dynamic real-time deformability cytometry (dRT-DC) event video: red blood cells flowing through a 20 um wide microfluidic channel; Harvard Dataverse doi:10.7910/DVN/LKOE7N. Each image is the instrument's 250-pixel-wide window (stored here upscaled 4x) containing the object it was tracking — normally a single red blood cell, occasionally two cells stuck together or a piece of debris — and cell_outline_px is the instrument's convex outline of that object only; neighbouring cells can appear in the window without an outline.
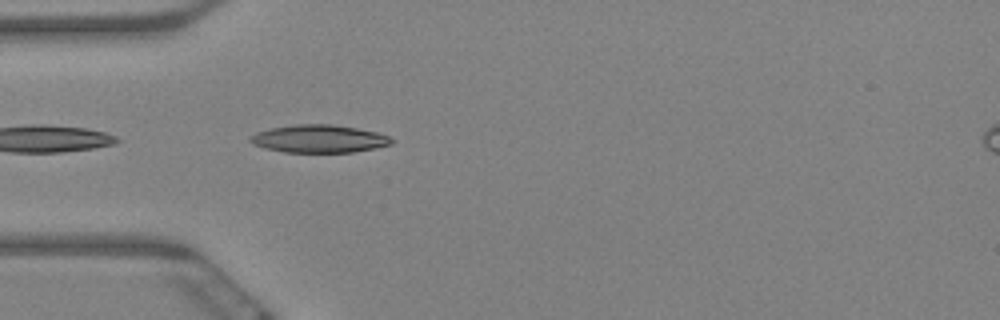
{"species": "Egyptian fruit bat (a non-hibernating species)", "species_latin": "Rousettus aegyptiacus", "temperature_condition": "warm", "stored_images_in_passage": 7, "camera_frame_rate_fps": 3000, "um_per_image_px": 0.085, "animal": {"sex": "female"}, "frame": {"image": 1, "passage_image": 2, "time_ms": 0.333, "image_size_px": [1000, 320], "cell_outline_px": [[392, 144], [352, 152], [284, 152], [264, 148], [252, 144], [248, 140], [248, 136], [256, 132], [268, 128], [296, 124], [332, 124], [356, 128], [376, 132], [388, 136], [392, 140]], "centroid_in_image_um": [27.03, 11.79], "position_along_channel_um": 58.0, "area_um2": 22.89}}
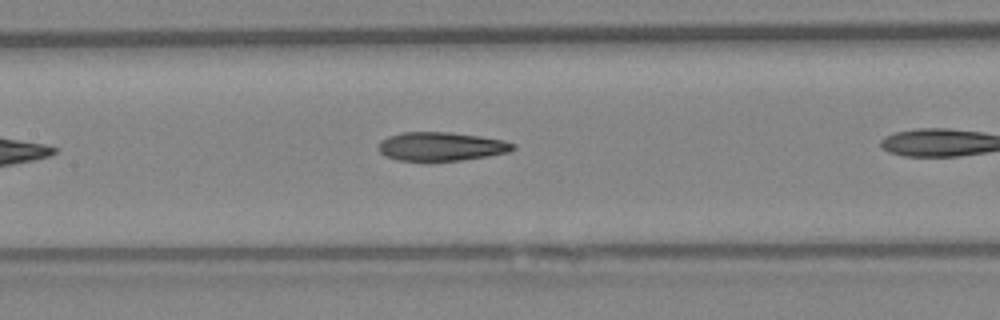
{"frame": {"image": 2, "passage_image": 6, "time_ms": 1.667, "image_size_px": [1000, 320], "cell_outline_px": [[516, 148], [508, 152], [460, 160], [428, 164], [396, 160], [384, 156], [380, 152], [380, 140], [388, 136], [404, 132], [448, 132], [480, 136], [504, 140], [516, 144]], "centroid_in_image_um": [37.45, 12.49], "position_along_channel_um": 169.9, "area_um2": 23.18}}